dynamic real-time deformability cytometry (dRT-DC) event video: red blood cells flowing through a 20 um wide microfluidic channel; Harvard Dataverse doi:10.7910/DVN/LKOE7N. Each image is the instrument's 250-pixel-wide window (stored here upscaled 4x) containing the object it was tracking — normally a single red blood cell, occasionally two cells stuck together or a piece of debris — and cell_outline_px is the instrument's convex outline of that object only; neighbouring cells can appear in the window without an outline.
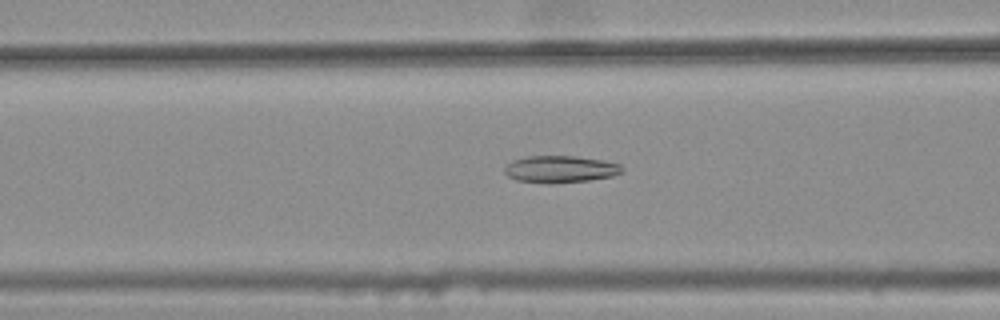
{"species": "common noctule bat (a hibernating species)", "species_latin": "Nyctalus noctula", "temperature_condition": "warm", "stored_images_in_passage": 40, "camera_frame_rate_fps": 3000, "um_per_image_px": 0.085, "animal": {"sex": "female", "body_mass_g": 25.1}, "frame": {"image": 1, "passage_image": 15, "time_ms": 4.667, "image_size_px": [1000, 320], "cell_outline_px": [[624, 172], [612, 176], [588, 180], [552, 184], [548, 184], [516, 180], [508, 176], [504, 172], [504, 168], [512, 160], [528, 156], [576, 156], [604, 160], [620, 164], [624, 168]], "centroid_in_image_um": [47.64, 14.38], "position_along_channel_um": 119.0, "area_um2": 18.67}}
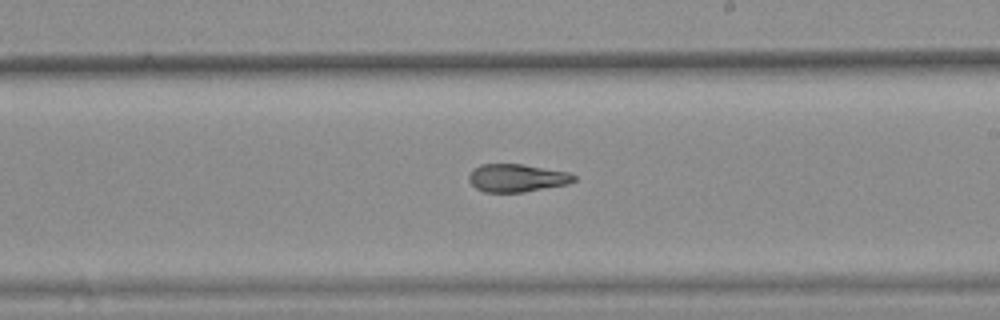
{"frame": {"image": 2, "passage_image": 25, "time_ms": 8.0, "image_size_px": [1000, 320], "cell_outline_px": [[576, 180], [568, 184], [524, 192], [484, 192], [476, 188], [468, 180], [468, 176], [480, 164], [520, 164], [572, 172], [576, 176]], "centroid_in_image_um": [43.98, 15.13], "position_along_channel_um": 245.0, "area_um2": 17.11}}
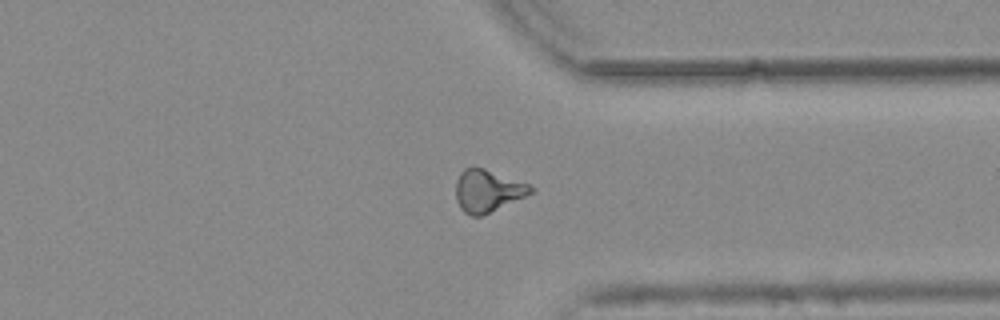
{"frame": {"image": 3, "passage_image": 35, "time_ms": 11.333, "image_size_px": [1000, 320], "cell_outline_px": [[536, 188], [532, 192], [524, 196], [480, 216], [472, 216], [464, 212], [460, 208], [456, 200], [456, 180], [460, 172], [464, 168], [484, 168], [528, 184]], "centroid_in_image_um": [41.41, 16.21], "position_along_channel_um": 370.0, "area_um2": 18.03}, "authors_computed_cell_mechanics": {"area_um2": 18.0914, "velocity_mm_per_s": 3.789, "shape_relaxation_time_tau1_ms": null, "shape_relaxation_time_tau2_ms": 2.3842, "deformation_change_tau1": null, "deformation_change_tau2": 0.0955}}